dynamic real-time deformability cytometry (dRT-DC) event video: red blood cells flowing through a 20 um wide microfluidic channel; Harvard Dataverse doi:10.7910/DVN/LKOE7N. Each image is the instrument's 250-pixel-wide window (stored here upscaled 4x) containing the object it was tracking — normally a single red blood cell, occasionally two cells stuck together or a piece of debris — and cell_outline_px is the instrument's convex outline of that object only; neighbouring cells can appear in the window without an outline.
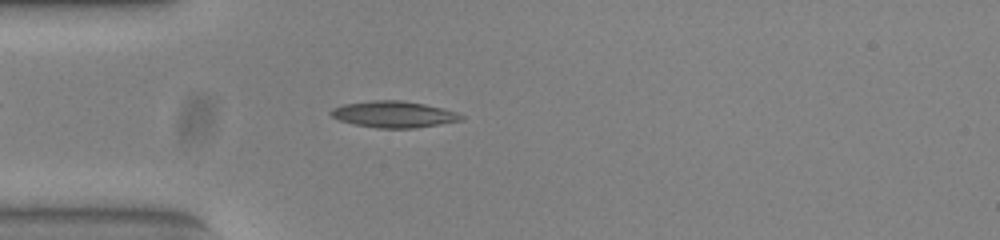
{"species": "common noctule bat (a hibernating species)", "species_latin": "Nyctalus noctula", "temperature_condition": "warm", "stored_images_in_passage": 52, "camera_frame_rate_fps": 3000, "um_per_image_px": 0.085, "animal": {"sex": "female", "body_mass_g": 23.0, "forearm_length_mm": 53.4}, "frame": {"image": 1, "passage_image": 14, "time_ms": 4.333, "image_size_px": [1000, 240], "cell_outline_px": [[464, 120], [416, 128], [376, 128], [352, 124], [340, 120], [332, 116], [328, 112], [332, 108], [344, 104], [372, 100], [400, 100], [424, 104], [456, 112], [464, 116]], "centroid_in_image_um": [33.45, 9.72], "position_along_channel_um": 51.6, "area_um2": 20.06}}
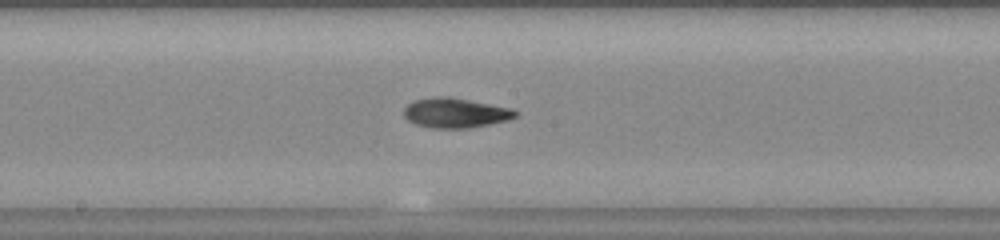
{"frame": {"image": 2, "passage_image": 27, "time_ms": 8.667, "image_size_px": [1000, 240], "cell_outline_px": [[520, 112], [516, 116], [508, 120], [468, 128], [432, 128], [416, 124], [408, 120], [404, 116], [404, 108], [408, 104], [416, 100], [432, 96], [448, 96], [512, 108]], "centroid_in_image_um": [38.71, 9.59], "position_along_channel_um": 209.5, "area_um2": 19.36}}
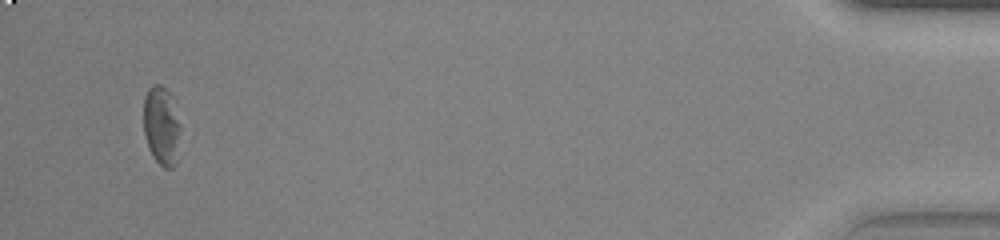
{"frame": {"image": 3, "passage_image": 50, "time_ms": 16.333, "image_size_px": [1000, 240], "cell_outline_px": [[180, 124], [176, 164], [172, 168], [164, 168], [152, 156], [148, 148], [144, 132], [144, 96], [148, 88], [152, 84], [160, 84], [172, 96]], "centroid_in_image_um": [13.71, 10.68], "position_along_channel_um": 421.5, "area_um2": 16.99}, "authors_computed_cell_mechanics": {"area_um2": 18.9584, "velocity_mm_per_s": 3.8445, "shape_relaxation_time_tau1_ms": 9.4871, "shape_relaxation_time_tau2_ms": 4.4365, "deformation_change_tau1": 0.2623, "deformation_change_tau2": 0.1246}}